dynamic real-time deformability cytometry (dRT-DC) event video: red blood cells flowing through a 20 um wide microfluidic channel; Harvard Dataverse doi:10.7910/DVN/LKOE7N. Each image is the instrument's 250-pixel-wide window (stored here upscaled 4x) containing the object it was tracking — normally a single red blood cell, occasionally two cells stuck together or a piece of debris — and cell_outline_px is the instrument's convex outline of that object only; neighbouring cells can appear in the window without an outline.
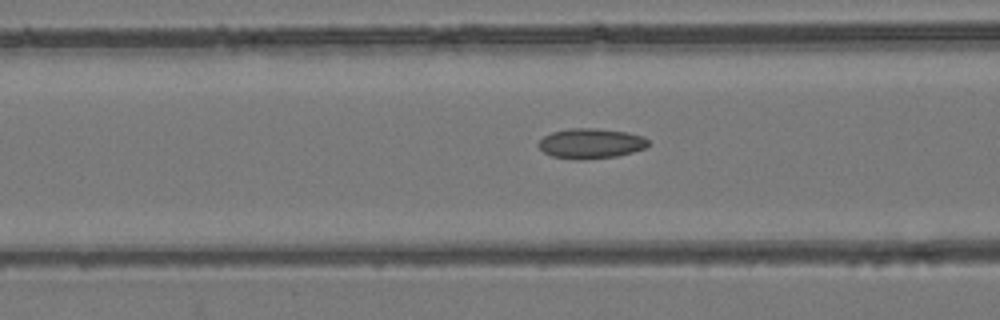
{"species": "common noctule bat (a hibernating species)", "species_latin": "Nyctalus noctula", "temperature_condition": "room temperature", "stored_images_in_passage": 46, "camera_frame_rate_fps": 3000, "um_per_image_px": 0.085, "animal": {"sex": "female", "body_mass_g": 24.6, "forearm_length_mm": 56.2}, "frame": {"image": 1, "passage_image": 14, "time_ms": 4.333, "image_size_px": [1000, 320], "cell_outline_px": [[648, 144], [644, 148], [632, 152], [616, 156], [584, 160], [576, 160], [552, 156], [544, 152], [536, 144], [544, 136], [552, 132], [568, 128], [596, 128], [628, 132], [644, 136], [648, 140]], "centroid_in_image_um": [50.2, 12.19], "position_along_channel_um": 116.4, "area_um2": 19.36}}
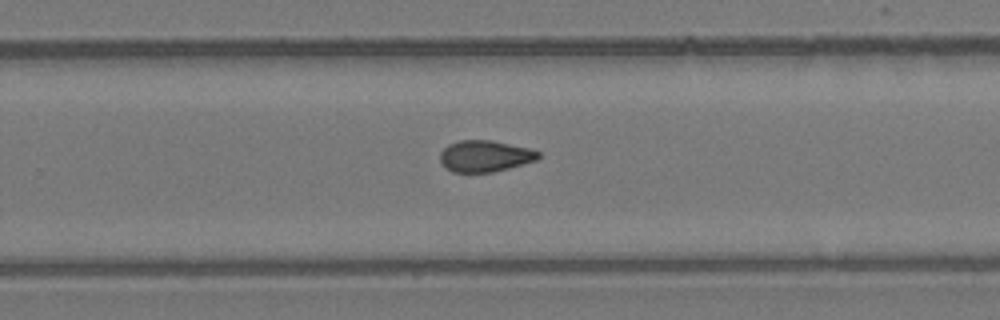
{"frame": {"image": 2, "passage_image": 27, "time_ms": 8.667, "image_size_px": [1000, 320], "cell_outline_px": [[540, 156], [536, 160], [508, 168], [492, 172], [452, 172], [440, 160], [440, 152], [448, 144], [460, 140], [492, 140], [528, 148], [540, 152]], "centroid_in_image_um": [41.21, 13.26], "position_along_channel_um": 288.6, "area_um2": 17.8}}
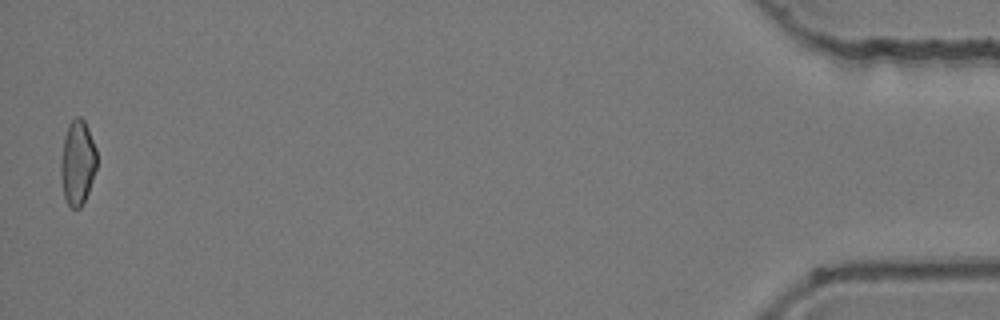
{"frame": {"image": 3, "passage_image": 45, "time_ms": 14.667, "image_size_px": [1000, 320], "cell_outline_px": [[96, 168], [88, 192], [80, 208], [72, 208], [68, 204], [64, 196], [60, 176], [60, 160], [64, 136], [68, 124], [76, 116], [80, 116], [84, 120], [88, 128], [96, 148]], "centroid_in_image_um": [6.57, 13.8], "position_along_channel_um": 428.6, "area_um2": 17.8}, "authors_computed_cell_mechanics": {"area_um2": 18.1781, "velocity_mm_per_s": 3.977, "shape_relaxation_time_tau1_ms": null, "shape_relaxation_time_tau2_ms": 2.1698, "deformation_change_tau1": null, "deformation_change_tau2": 0.0693}}